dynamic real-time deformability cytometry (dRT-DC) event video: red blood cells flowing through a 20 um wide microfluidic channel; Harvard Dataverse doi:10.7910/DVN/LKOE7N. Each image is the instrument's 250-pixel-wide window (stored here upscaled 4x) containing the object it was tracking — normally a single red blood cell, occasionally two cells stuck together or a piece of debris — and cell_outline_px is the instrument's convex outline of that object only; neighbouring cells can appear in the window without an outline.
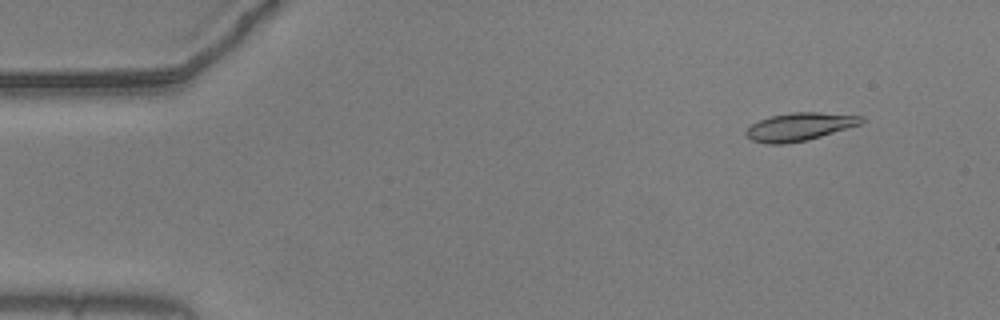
{"species": "common noctule bat (a hibernating species)", "species_latin": "Nyctalus noctula", "temperature_condition": "warm", "stored_images_in_passage": 53, "camera_frame_rate_fps": 3000, "um_per_image_px": 0.085, "animal": {"sex": "male", "body_mass_g": 20.5, "forearm_length_mm": 52.5}, "frame": {"image": 1, "passage_image": 3, "time_ms": 0.667, "image_size_px": [1000, 320], "cell_outline_px": [[864, 120], [860, 124], [808, 140], [784, 144], [768, 144], [752, 140], [744, 132], [752, 124], [760, 120], [772, 116], [792, 112], [820, 112], [864, 116]], "centroid_in_image_um": [67.97, 10.77], "position_along_channel_um": 17.0, "area_um2": 18.61}}
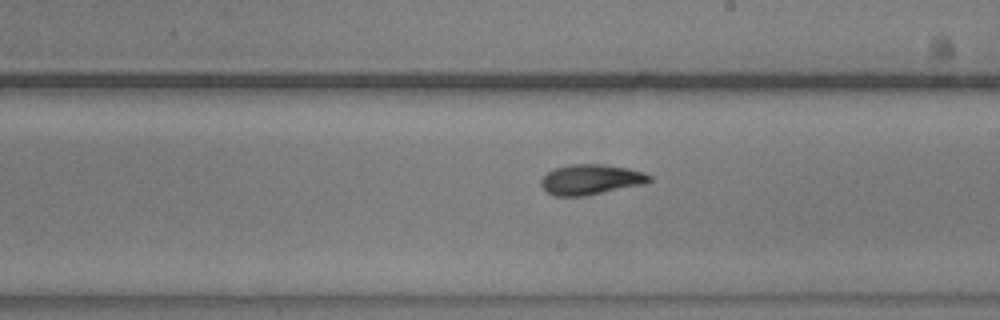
{"frame": {"image": 2, "passage_image": 29, "time_ms": 9.333, "image_size_px": [1000, 320], "cell_outline_px": [[652, 180], [644, 184], [584, 196], [556, 196], [548, 192], [540, 184], [540, 180], [548, 172], [556, 168], [572, 164], [604, 164], [628, 168], [644, 172], [652, 176]], "centroid_in_image_um": [50.25, 15.25], "position_along_channel_um": 238.8, "area_um2": 19.02}}
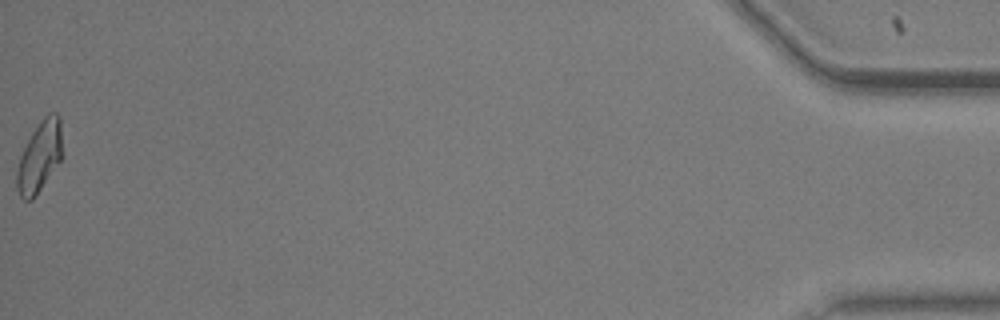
{"frame": {"image": 3, "passage_image": 53, "time_ms": 17.333, "image_size_px": [1000, 320], "cell_outline_px": [[60, 160], [36, 196], [32, 200], [24, 200], [20, 196], [16, 188], [16, 172], [20, 156], [32, 132], [44, 116], [48, 112], [56, 112], [60, 116]], "centroid_in_image_um": [3.33, 13.33], "position_along_channel_um": 431.9, "area_um2": 18.38}, "authors_computed_cell_mechanics": {"area_um2": 18.207, "velocity_mm_per_s": 3.6753, "shape_relaxation_time_tau1_ms": 4.3635, "shape_relaxation_time_tau2_ms": 3.0331, "deformation_change_tau1": 0.1598, "deformation_change_tau2": 0.0836}}